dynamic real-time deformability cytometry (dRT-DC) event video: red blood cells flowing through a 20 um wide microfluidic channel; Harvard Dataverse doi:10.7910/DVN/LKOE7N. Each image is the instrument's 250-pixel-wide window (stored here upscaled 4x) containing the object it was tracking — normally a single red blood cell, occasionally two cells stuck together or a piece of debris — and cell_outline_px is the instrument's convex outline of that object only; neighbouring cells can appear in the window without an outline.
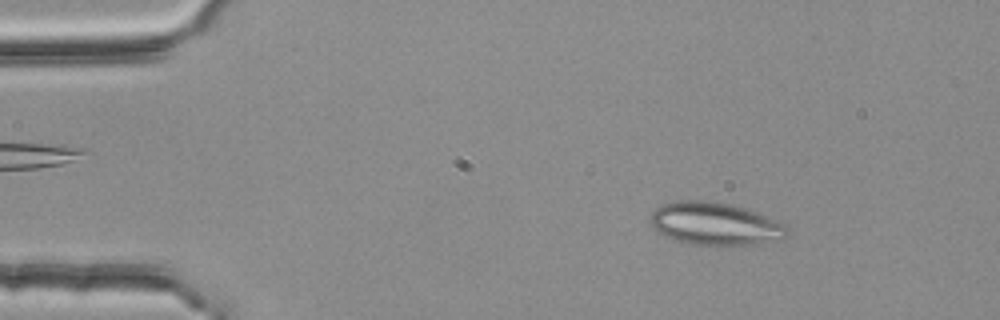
{"species": "common noctule bat (a hibernating species)", "species_latin": "Nyctalus noctula", "temperature_condition": "room temperature", "stored_images_in_passage": 52, "segment_of_instrument_passage": [1, 2], "camera_frame_rate_fps": 3000, "um_per_image_px": 0.085, "animal": {"sex": "female", "body_mass_g": 25.1}, "frame": {"image": 1, "passage_image": 7, "time_ms": 2.0, "image_size_px": [1000, 320], "cell_outline_px": [[788, 232], [784, 236], [756, 244], [696, 244], [676, 240], [664, 236], [656, 232], [652, 228], [652, 212], [660, 204], [680, 200], [704, 200], [732, 204], [756, 212], [788, 224]], "centroid_in_image_um": [60.74, 18.99], "position_along_channel_um": 24.3, "area_um2": 33.64}}